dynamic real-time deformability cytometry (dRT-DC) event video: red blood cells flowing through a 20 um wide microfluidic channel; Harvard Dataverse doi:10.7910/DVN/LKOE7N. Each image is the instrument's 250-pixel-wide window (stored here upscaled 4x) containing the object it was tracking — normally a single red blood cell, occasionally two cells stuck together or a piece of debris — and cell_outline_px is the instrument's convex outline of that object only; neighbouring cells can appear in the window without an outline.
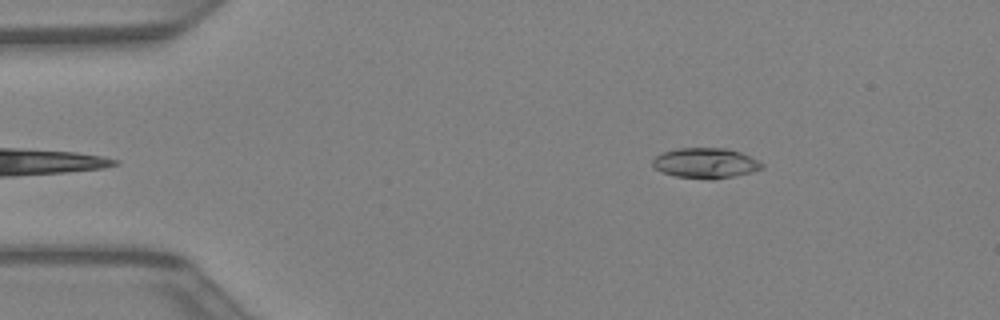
{"species": "Egyptian fruit bat (a non-hibernating species)", "species_latin": "Rousettus aegyptiacus", "temperature_condition": "warm", "stored_images_in_passage": 36, "camera_frame_rate_fps": 3000, "um_per_image_px": 0.085, "animal": {"sex": "female"}, "frame": {"image": 1, "passage_image": 1, "time_ms": 0.0, "image_size_px": [1000, 320], "cell_outline_px": [[764, 168], [752, 172], [712, 180], [676, 176], [664, 172], [656, 168], [652, 164], [652, 160], [660, 152], [676, 148], [724, 148], [740, 152], [764, 164]], "centroid_in_image_um": [59.95, 13.86], "position_along_channel_um": 25.0, "area_um2": 19.19}}
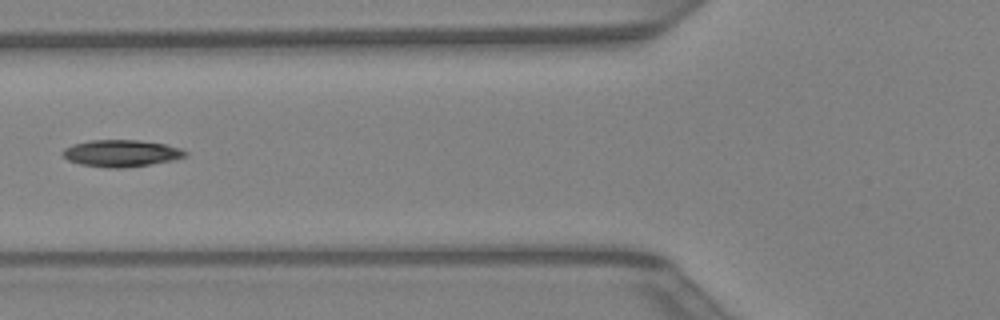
{"frame": {"image": 2, "passage_image": 11, "time_ms": 3.333, "image_size_px": [1000, 320], "cell_outline_px": [[188, 156], [172, 160], [148, 164], [120, 168], [108, 168], [80, 164], [68, 160], [60, 152], [64, 148], [72, 144], [92, 140], [136, 140], [164, 144], [180, 148], [188, 152]], "centroid_in_image_um": [10.28, 13.02], "position_along_channel_um": 115.5, "area_um2": 19.07}}
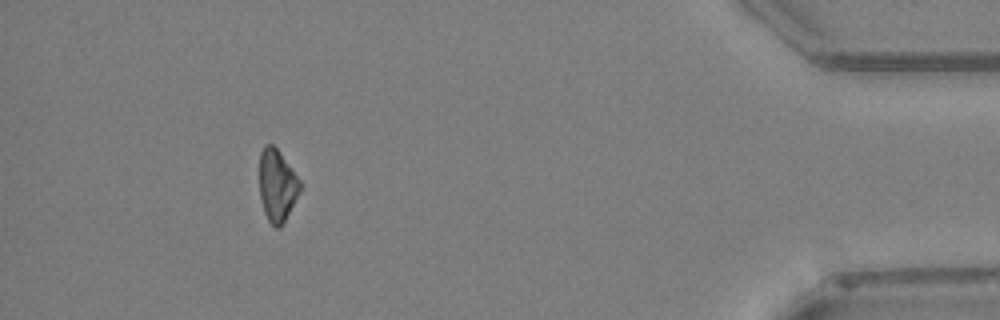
{"frame": {"image": 3, "passage_image": 33, "time_ms": 10.667, "image_size_px": [1000, 320], "cell_outline_px": [[300, 192], [280, 228], [276, 228], [268, 220], [264, 212], [260, 200], [260, 152], [264, 144], [272, 144], [280, 152], [292, 168], [300, 180]], "centroid_in_image_um": [23.54, 15.75], "position_along_channel_um": 411.7, "area_um2": 16.99}}